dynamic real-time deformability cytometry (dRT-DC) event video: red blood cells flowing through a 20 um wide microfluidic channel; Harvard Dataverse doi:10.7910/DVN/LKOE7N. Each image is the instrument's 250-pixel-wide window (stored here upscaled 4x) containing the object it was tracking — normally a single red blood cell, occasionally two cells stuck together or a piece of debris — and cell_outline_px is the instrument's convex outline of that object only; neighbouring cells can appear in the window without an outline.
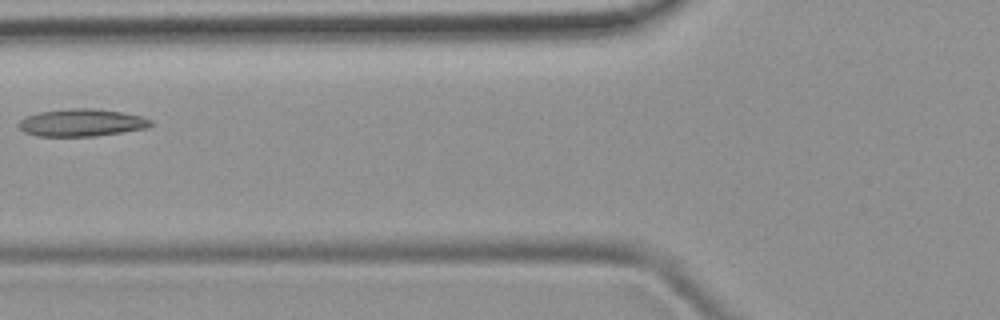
{"species": "common noctule bat (a hibernating species)", "species_latin": "Nyctalus noctula", "temperature_condition": "room temperature", "stored_images_in_passage": 4, "camera_frame_rate_fps": 3000, "um_per_image_px": 0.085, "animal": {"sex": "female", "body_mass_g": 19.9}, "frame": {"image": 1, "passage_image": 4, "time_ms": 3.667, "image_size_px": [1000, 320], "cell_outline_px": [[152, 124], [148, 128], [96, 136], [36, 136], [24, 132], [16, 124], [20, 120], [28, 116], [40, 112], [68, 108], [92, 108], [120, 112], [140, 116], [152, 120]], "centroid_in_image_um": [6.92, 10.43], "position_along_channel_um": 118.9, "area_um2": 21.04}}